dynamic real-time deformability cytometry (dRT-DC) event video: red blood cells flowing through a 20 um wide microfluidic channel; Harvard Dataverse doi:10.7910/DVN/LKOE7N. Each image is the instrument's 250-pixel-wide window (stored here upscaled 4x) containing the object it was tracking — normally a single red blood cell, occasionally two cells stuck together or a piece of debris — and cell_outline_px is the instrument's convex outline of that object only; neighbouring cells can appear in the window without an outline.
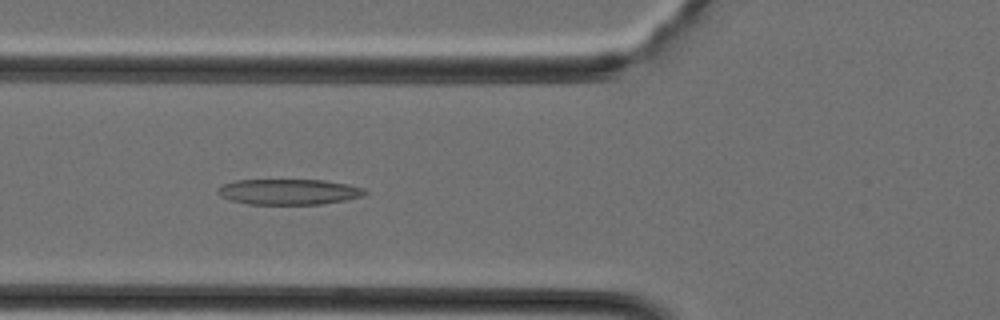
{"species": "Egyptian fruit bat (a non-hibernating species)", "species_latin": "Rousettus aegyptiacus", "temperature_condition": "cold", "stored_images_in_passage": 27, "camera_frame_rate_fps": 3000, "um_per_image_px": 0.085, "animal": {"sex": "female"}, "frame": {"image": 1, "passage_image": 3, "time_ms": 0.667, "image_size_px": [1000, 320], "cell_outline_px": [[368, 192], [364, 196], [348, 200], [324, 204], [248, 204], [232, 200], [220, 196], [216, 192], [224, 184], [236, 180], [324, 180], [348, 184], [364, 188]], "centroid_in_image_um": [24.62, 16.31], "position_along_channel_um": 101.2, "area_um2": 22.02}}
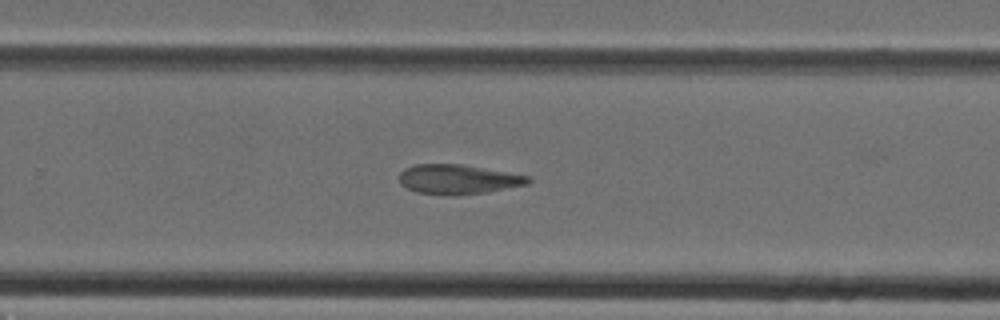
{"frame": {"image": 2, "passage_image": 14, "time_ms": 4.333, "image_size_px": [1000, 320], "cell_outline_px": [[532, 180], [528, 184], [484, 192], [456, 196], [444, 196], [416, 192], [400, 184], [400, 172], [404, 168], [416, 164], [464, 164], [528, 176]], "centroid_in_image_um": [38.9, 15.25], "position_along_channel_um": 290.9, "area_um2": 22.31}}
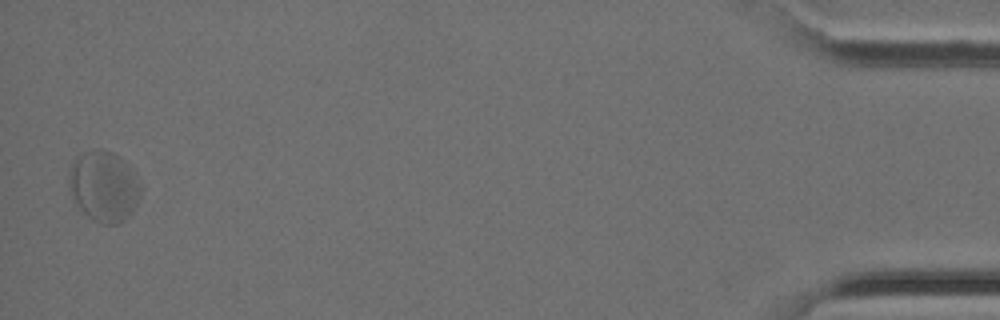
{"frame": {"image": 3, "passage_image": 27, "time_ms": 8.667, "image_size_px": [1000, 320], "cell_outline_px": [[140, 196], [132, 212], [120, 224], [104, 224], [88, 216], [80, 208], [72, 196], [68, 188], [68, 176], [72, 164], [80, 156], [96, 148], [100, 148], [112, 152], [120, 156], [132, 168], [140, 184]], "centroid_in_image_um": [8.84, 15.83], "position_along_channel_um": 426.4, "area_um2": 29.36}}